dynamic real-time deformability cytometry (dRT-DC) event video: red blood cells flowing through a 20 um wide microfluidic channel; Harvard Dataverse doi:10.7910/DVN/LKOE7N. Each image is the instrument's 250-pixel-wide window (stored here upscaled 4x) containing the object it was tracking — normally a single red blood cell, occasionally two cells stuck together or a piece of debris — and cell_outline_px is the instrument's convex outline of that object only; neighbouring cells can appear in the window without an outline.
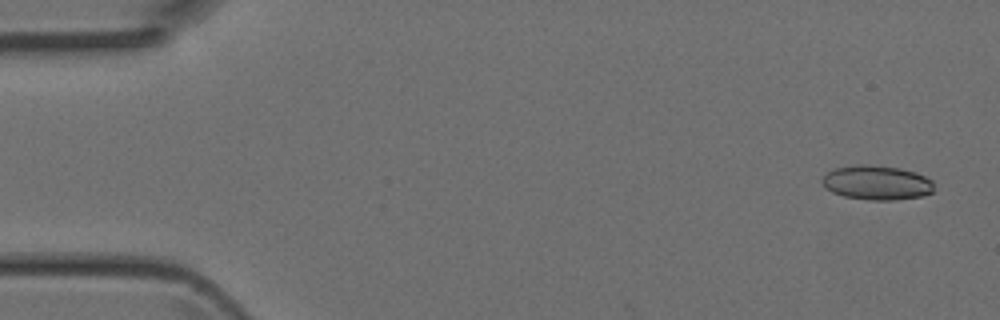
{"species": "Egyptian fruit bat (a non-hibernating species)", "species_latin": "Rousettus aegyptiacus", "temperature_condition": "room temperature", "stored_images_in_passage": 4, "camera_frame_rate_fps": 3000, "um_per_image_px": 0.085, "animal": {"sex": "female"}, "frame": {"image": 1, "passage_image": 1, "time_ms": 0.0, "image_size_px": [1000, 320], "cell_outline_px": [[932, 192], [924, 196], [892, 200], [868, 200], [844, 196], [832, 192], [824, 188], [820, 180], [828, 172], [836, 168], [860, 164], [868, 164], [900, 168], [916, 172], [932, 180]], "centroid_in_image_um": [74.51, 15.53], "position_along_channel_um": 10.5, "area_um2": 22.48}}
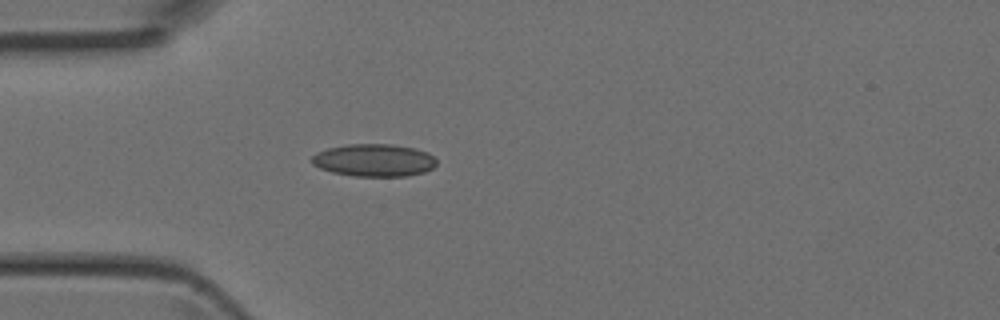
{"frame": {"image": 2, "passage_image": 4, "time_ms": 1.0, "image_size_px": [1000, 320], "cell_outline_px": [[436, 164], [432, 168], [424, 172], [408, 176], [352, 176], [332, 172], [320, 168], [312, 164], [312, 156], [316, 152], [328, 148], [348, 144], [392, 144], [416, 148], [428, 152], [436, 160]], "centroid_in_image_um": [31.79, 13.62], "position_along_channel_um": 53.2, "area_um2": 23.76}}